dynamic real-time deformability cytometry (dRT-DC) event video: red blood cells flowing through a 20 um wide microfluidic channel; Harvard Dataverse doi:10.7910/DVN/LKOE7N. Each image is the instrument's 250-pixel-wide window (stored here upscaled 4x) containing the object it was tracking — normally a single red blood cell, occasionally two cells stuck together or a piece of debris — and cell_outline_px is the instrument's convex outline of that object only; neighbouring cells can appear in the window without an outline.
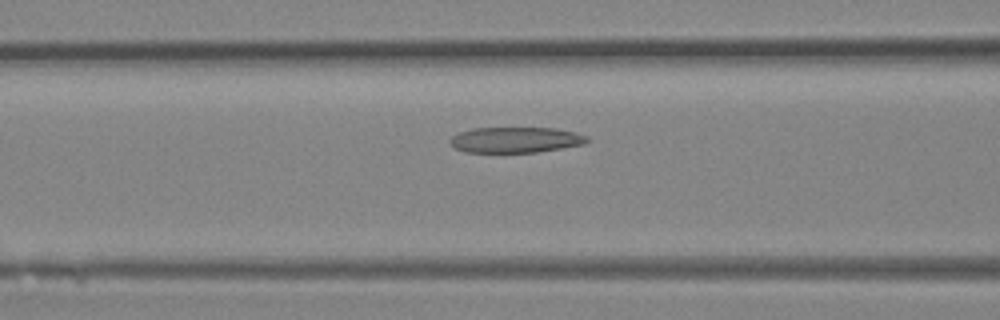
{"species": "Egyptian fruit bat (a non-hibernating species)", "species_latin": "Rousettus aegyptiacus", "temperature_condition": "room temperature", "stored_images_in_passage": 37, "camera_frame_rate_fps": 3000, "um_per_image_px": 0.085, "animal": {"sex": "female"}, "frame": {"image": 1, "passage_image": 15, "time_ms": 4.667, "image_size_px": [1000, 320], "cell_outline_px": [[588, 140], [584, 144], [536, 152], [464, 152], [452, 148], [448, 144], [448, 140], [452, 136], [460, 132], [472, 128], [556, 128], [576, 132], [588, 136]], "centroid_in_image_um": [43.77, 11.88], "position_along_channel_um": 122.8, "area_um2": 20.63}}
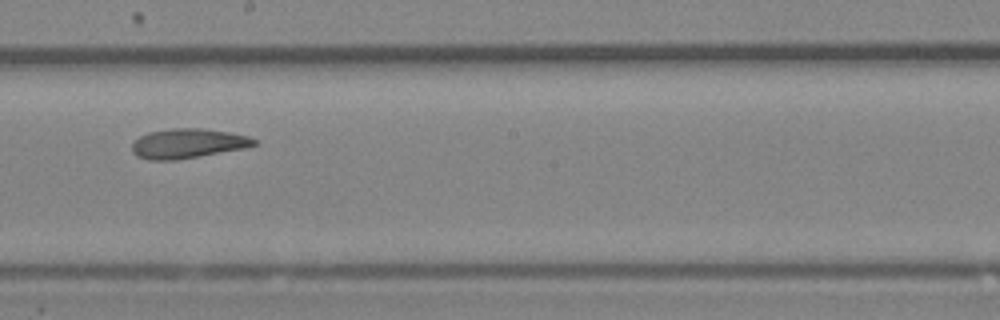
{"frame": {"image": 2, "passage_image": 21, "time_ms": 6.667, "image_size_px": [1000, 320], "cell_outline_px": [[256, 144], [244, 148], [176, 160], [148, 160], [136, 156], [132, 152], [132, 144], [140, 136], [148, 132], [172, 128], [200, 128], [232, 132], [248, 136], [256, 140]], "centroid_in_image_um": [15.94, 12.19], "position_along_channel_um": 232.3, "area_um2": 21.04}}
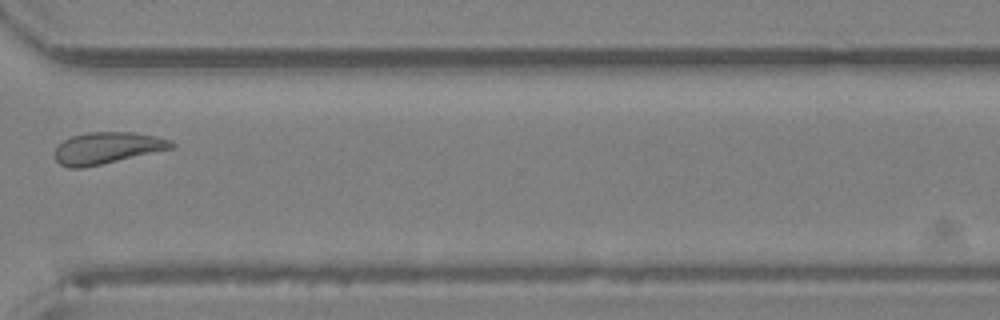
{"frame": {"image": 3, "passage_image": 28, "time_ms": 9.0, "image_size_px": [1000, 320], "cell_outline_px": [[176, 148], [84, 168], [68, 168], [60, 164], [56, 160], [56, 148], [64, 140], [72, 136], [88, 132], [132, 132], [156, 136], [168, 140], [176, 144]], "centroid_in_image_um": [9.14, 12.59], "position_along_channel_um": 361.5, "area_um2": 21.56}}